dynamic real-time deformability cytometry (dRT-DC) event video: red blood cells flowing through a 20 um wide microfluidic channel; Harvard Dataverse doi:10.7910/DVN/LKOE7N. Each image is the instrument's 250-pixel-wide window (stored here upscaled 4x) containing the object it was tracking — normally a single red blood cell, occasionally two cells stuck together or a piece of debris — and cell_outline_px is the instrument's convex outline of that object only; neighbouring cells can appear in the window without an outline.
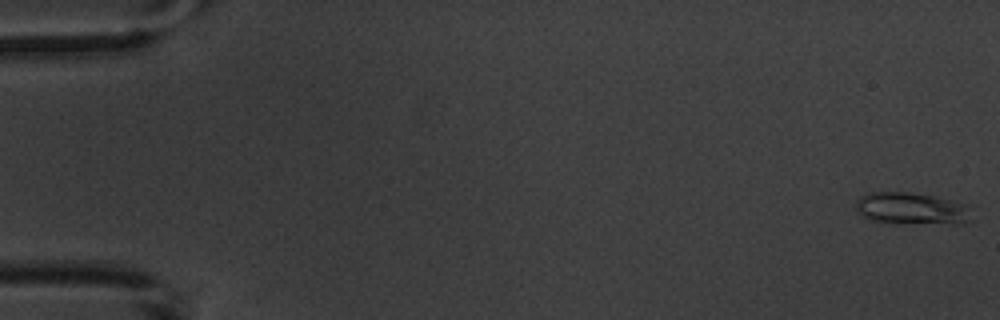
{"species": "common noctule bat (a hibernating species)", "species_latin": "Nyctalus noctula", "temperature_condition": "warm", "stored_images_in_passage": 8, "camera_frame_rate_fps": 3000, "um_per_image_px": 0.085, "animal": {"sex": "male", "body_mass_g": 20.1, "forearm_length_mm": 53.5}, "frame": {"image": 1, "passage_image": 1, "time_ms": 0.0, "image_size_px": [1000, 320], "cell_outline_px": [[972, 220], [964, 224], [956, 224], [872, 220], [864, 216], [856, 208], [856, 200], [860, 196], [868, 192], [908, 192], [936, 196], [968, 204]], "centroid_in_image_um": [77.56, 17.7], "position_along_channel_um": 7.4, "area_um2": 21.33}}
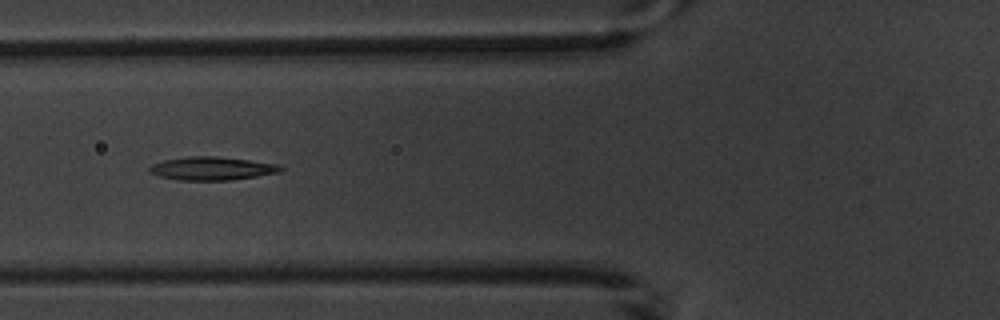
{"frame": {"image": 2, "passage_image": 6, "time_ms": 7.0, "image_size_px": [1000, 320], "cell_outline_px": [[284, 168], [280, 172], [232, 180], [180, 180], [160, 176], [148, 172], [148, 168], [152, 164], [164, 160], [188, 156], [216, 156], [248, 160], [276, 164]], "centroid_in_image_um": [17.98, 14.32], "position_along_channel_um": 107.8, "area_um2": 17.69}}
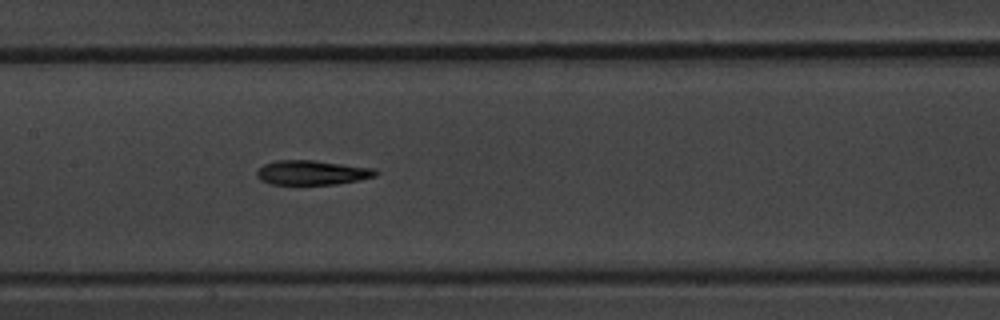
{"frame": {"image": 3, "passage_image": 8, "time_ms": 9.0, "image_size_px": [1000, 320], "cell_outline_px": [[380, 172], [376, 176], [360, 180], [336, 184], [268, 184], [260, 180], [256, 176], [256, 172], [264, 164], [276, 160], [312, 160], [372, 168]], "centroid_in_image_um": [26.51, 14.67], "position_along_channel_um": 180.9, "area_um2": 16.94}}